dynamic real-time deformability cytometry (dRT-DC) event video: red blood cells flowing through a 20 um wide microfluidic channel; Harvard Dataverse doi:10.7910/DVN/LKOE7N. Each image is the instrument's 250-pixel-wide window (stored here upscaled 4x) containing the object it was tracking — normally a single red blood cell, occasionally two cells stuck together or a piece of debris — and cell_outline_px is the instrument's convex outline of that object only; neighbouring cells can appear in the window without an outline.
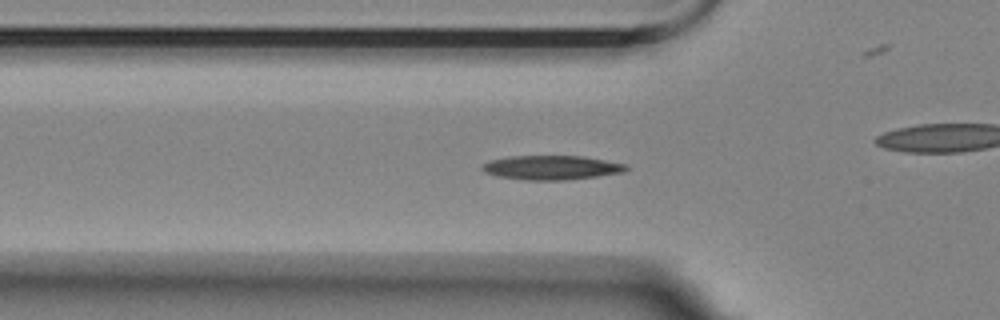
{"species": "Egyptian fruit bat (a non-hibernating species)", "species_latin": "Rousettus aegyptiacus", "temperature_condition": "room temperature", "stored_images_in_passage": 52, "camera_frame_rate_fps": 3000, "um_per_image_px": 0.085, "animal": {"sex": "female"}, "frame": {"image": 1, "passage_image": 13, "time_ms": 4.0, "image_size_px": [1000, 320], "cell_outline_px": [[628, 168], [624, 172], [596, 176], [564, 180], [524, 180], [500, 176], [484, 172], [480, 168], [484, 164], [492, 160], [508, 156], [584, 156], [628, 164]], "centroid_in_image_um": [46.91, 14.24], "position_along_channel_um": 78.9, "area_um2": 20.23}}
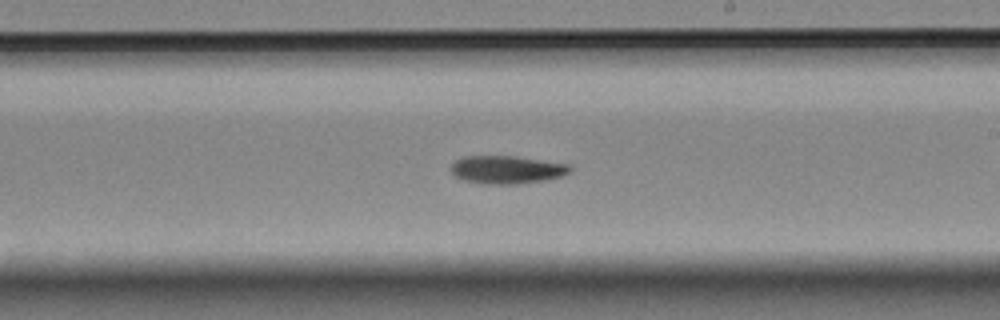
{"frame": {"image": 2, "passage_image": 27, "time_ms": 8.667, "image_size_px": [1000, 320], "cell_outline_px": [[572, 168], [568, 172], [560, 176], [544, 180], [520, 184], [484, 184], [460, 180], [448, 168], [456, 160], [464, 156], [516, 156], [568, 164]], "centroid_in_image_um": [43.02, 14.42], "position_along_channel_um": 246.0, "area_um2": 19.48}}
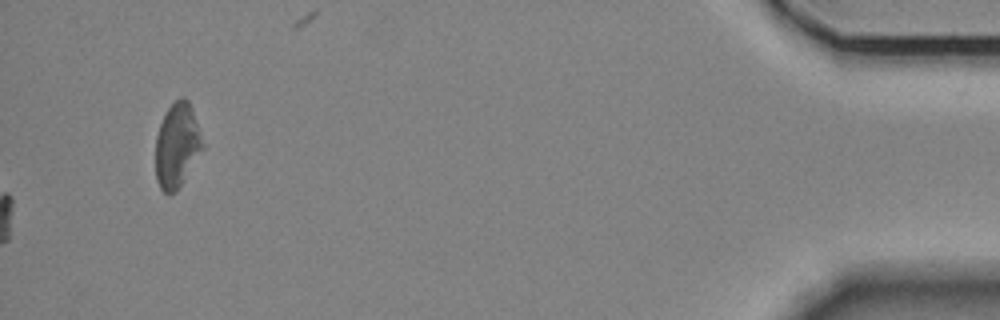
{"frame": {"image": 3, "passage_image": 52, "time_ms": 17.0, "image_size_px": [1000, 320], "cell_outline_px": [[204, 148], [176, 192], [168, 196], [160, 188], [156, 180], [156, 136], [160, 124], [168, 108], [180, 96], [184, 96], [188, 100], [200, 132], [204, 144]], "centroid_in_image_um": [15.04, 12.39], "position_along_channel_um": 420.2, "area_um2": 23.06}, "authors_computed_cell_mechanics": {"area_um2": 18.9295, "velocity_mm_per_s": 3.5574, "shape_relaxation_time_tau1_ms": 5.0352, "shape_relaxation_time_tau2_ms": null, "deformation_change_tau1": 0.1345, "deformation_change_tau2": null}}